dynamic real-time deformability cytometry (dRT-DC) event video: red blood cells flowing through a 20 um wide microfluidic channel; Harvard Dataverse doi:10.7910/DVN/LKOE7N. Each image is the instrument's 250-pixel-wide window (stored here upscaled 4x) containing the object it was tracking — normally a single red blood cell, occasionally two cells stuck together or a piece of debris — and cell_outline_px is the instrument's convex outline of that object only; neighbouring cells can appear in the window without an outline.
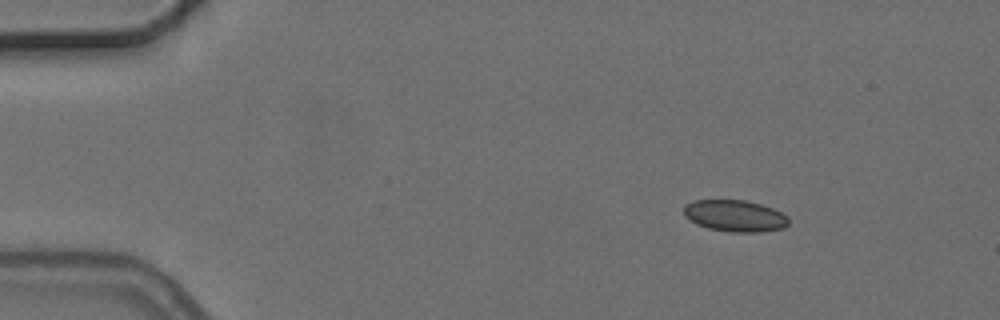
{"species": "common noctule bat (a hibernating species)", "species_latin": "Nyctalus noctula", "temperature_condition": "cold", "stored_images_in_passage": 4, "segment_of_instrument_passage": [1, 2], "camera_frame_rate_fps": 3000, "um_per_image_px": 0.085, "animal": {"sex": "female", "body_mass_g": 24.6, "forearm_length_mm": 56.2}, "frame": {"image": 1, "passage_image": 1, "time_ms": 0.0, "image_size_px": [1000, 320], "cell_outline_px": [[788, 224], [784, 228], [760, 232], [732, 232], [708, 228], [696, 224], [684, 216], [684, 204], [692, 200], [744, 200], [760, 204], [772, 208], [788, 216]], "centroid_in_image_um": [62.45, 18.34], "position_along_channel_um": 22.6, "area_um2": 19.36}}